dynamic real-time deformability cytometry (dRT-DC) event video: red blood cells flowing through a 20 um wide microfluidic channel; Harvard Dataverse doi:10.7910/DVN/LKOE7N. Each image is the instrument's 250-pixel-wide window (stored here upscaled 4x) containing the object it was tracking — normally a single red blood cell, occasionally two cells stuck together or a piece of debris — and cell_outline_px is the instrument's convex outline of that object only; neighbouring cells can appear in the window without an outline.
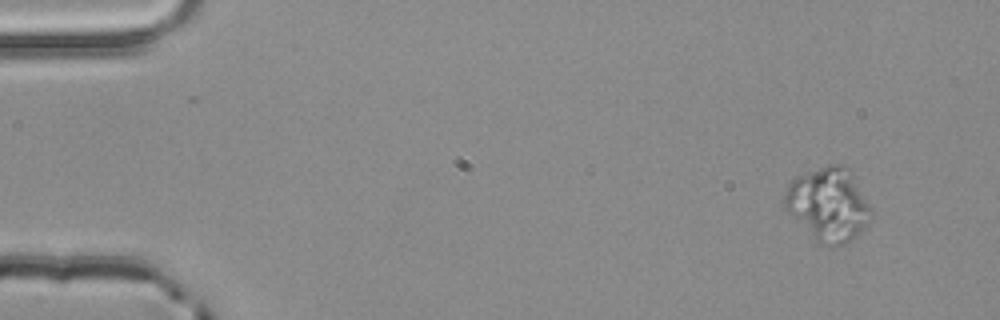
{"species": "common noctule bat (a hibernating species)", "species_latin": "Nyctalus noctula", "temperature_condition": "room temperature", "stored_images_in_passage": 5, "camera_frame_rate_fps": 3000, "um_per_image_px": 0.085, "animal": {"sex": "male", "body_mass_g": 20.4}, "frame": {"image": 1, "passage_image": 1, "time_ms": 0.0, "image_size_px": [1000, 320], "cell_outline_px": [[868, 208], [864, 224], [844, 244], [828, 248], [816, 244], [784, 208], [784, 192], [788, 184], [792, 180], [800, 176], [820, 168], [836, 164], [840, 164]], "centroid_in_image_um": [70.21, 17.48], "position_along_channel_um": 14.8, "area_um2": 34.68}}
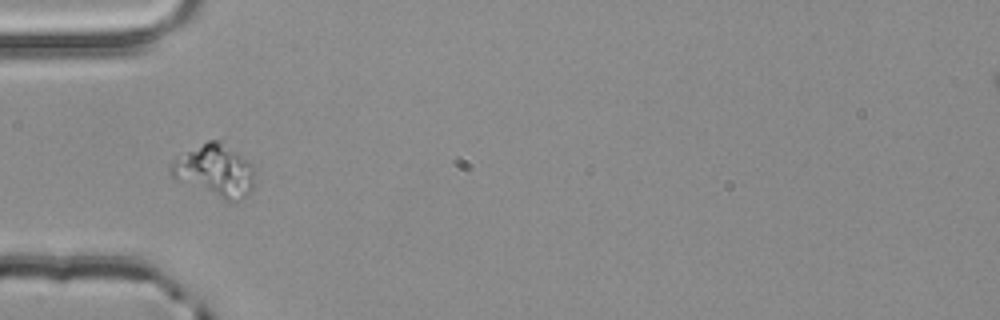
{"frame": {"image": 2, "passage_image": 4, "time_ms": 1.0, "image_size_px": [1000, 320], "cell_outline_px": [[252, 188], [240, 200], [224, 200], [172, 180], [168, 172], [168, 168], [172, 160], [208, 140], [220, 140], [252, 164]], "centroid_in_image_um": [18.17, 14.52], "position_along_channel_um": 66.8, "area_um2": 25.37}}
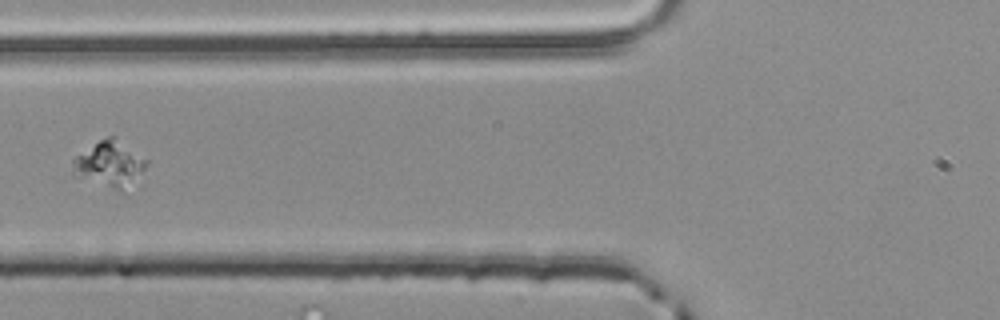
{"frame": {"image": 3, "passage_image": 5, "time_ms": 1.333, "image_size_px": [1000, 320], "cell_outline_px": [[148, 164], [124, 192], [120, 192], [72, 176], [72, 160], [76, 156], [100, 140], [108, 136], [112, 136], [148, 160]], "centroid_in_image_um": [9.27, 13.99], "position_along_channel_um": 116.5, "area_um2": 19.59}}